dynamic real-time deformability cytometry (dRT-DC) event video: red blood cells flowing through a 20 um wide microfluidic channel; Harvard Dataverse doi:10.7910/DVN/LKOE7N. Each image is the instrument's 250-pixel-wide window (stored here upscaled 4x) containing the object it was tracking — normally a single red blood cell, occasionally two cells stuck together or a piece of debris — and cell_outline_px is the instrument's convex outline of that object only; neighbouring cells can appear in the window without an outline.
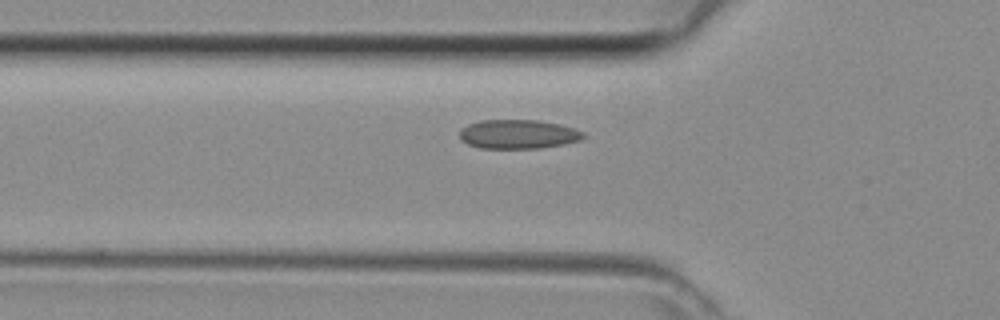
{"species": "common noctule bat (a hibernating species)", "species_latin": "Nyctalus noctula", "temperature_condition": "room temperature", "stored_images_in_passage": 28, "camera_frame_rate_fps": 3000, "um_per_image_px": 0.085, "animal": {"sex": "female", "body_mass_g": 29.2, "forearm_length_mm": 56.3}, "frame": {"image": 1, "passage_image": 2, "time_ms": 0.333, "image_size_px": [1000, 320], "cell_outline_px": [[584, 136], [580, 140], [564, 144], [540, 148], [480, 148], [468, 144], [460, 140], [460, 128], [468, 124], [480, 120], [536, 120], [560, 124], [576, 128], [584, 132]], "centroid_in_image_um": [44.03, 11.4], "position_along_channel_um": 81.8, "area_um2": 21.1}}
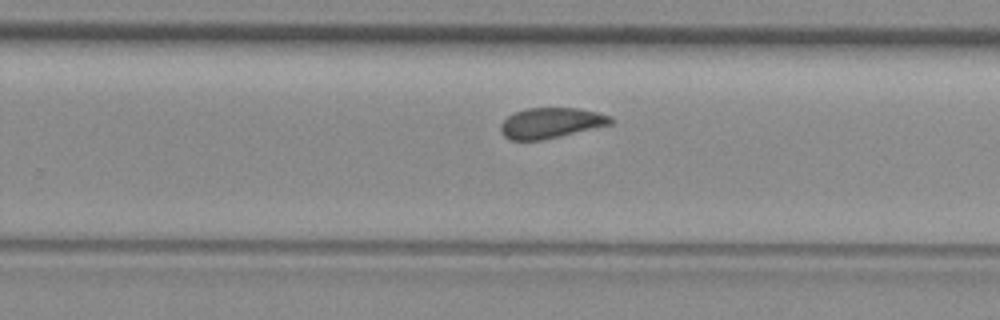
{"frame": {"image": 2, "passage_image": 15, "time_ms": 4.667, "image_size_px": [1000, 320], "cell_outline_px": [[612, 124], [560, 136], [540, 140], [508, 140], [504, 136], [500, 128], [500, 124], [508, 116], [524, 108], [580, 108], [612, 116]], "centroid_in_image_um": [46.82, 10.45], "position_along_channel_um": 283.0, "area_um2": 19.48}}
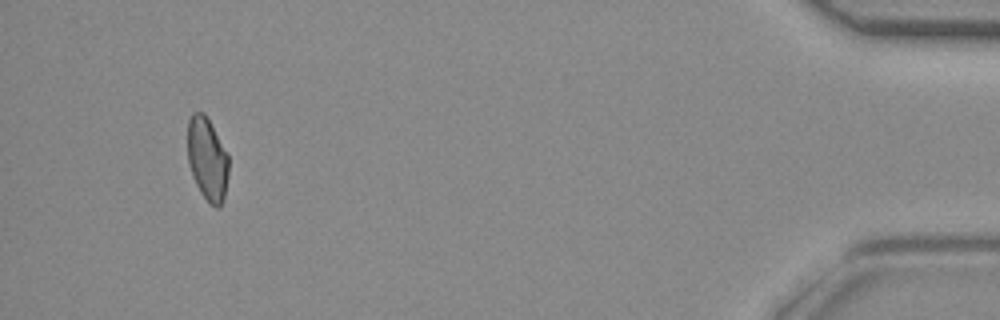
{"frame": {"image": 3, "passage_image": 26, "time_ms": 8.333, "image_size_px": [1000, 320], "cell_outline_px": [[228, 176], [224, 196], [220, 208], [216, 208], [200, 192], [192, 176], [188, 164], [188, 120], [192, 112], [204, 112], [228, 152]], "centroid_in_image_um": [17.62, 13.49], "position_along_channel_um": 417.6, "area_um2": 19.94}}